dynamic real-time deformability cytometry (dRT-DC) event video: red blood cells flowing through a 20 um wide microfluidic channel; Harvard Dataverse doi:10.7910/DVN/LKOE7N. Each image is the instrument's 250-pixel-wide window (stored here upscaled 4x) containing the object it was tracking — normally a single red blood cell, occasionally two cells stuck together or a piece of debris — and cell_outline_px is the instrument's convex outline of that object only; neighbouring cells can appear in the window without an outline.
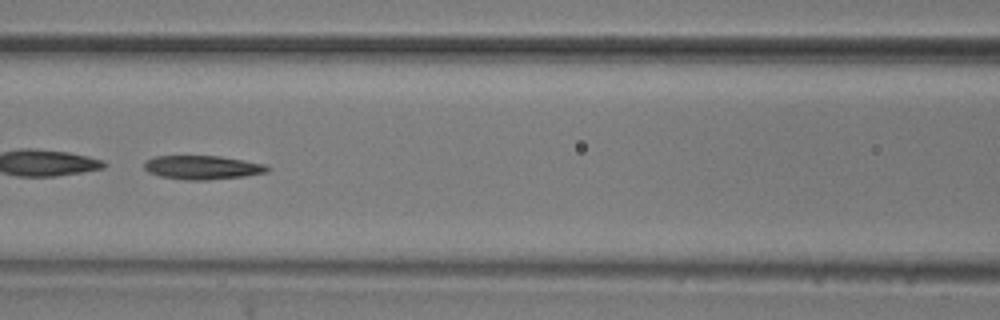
{"species": "common noctule bat (a hibernating species)", "species_latin": "Nyctalus noctula", "temperature_condition": "room temperature", "stored_images_in_passage": 53, "camera_frame_rate_fps": 3000, "um_per_image_px": 0.085, "animal": {"sex": "male", "body_mass_g": 20.5, "forearm_length_mm": 52.5}, "frame": {"image": 1, "passage_image": 23, "time_ms": 7.333, "image_size_px": [1000, 320], "cell_outline_px": [[272, 168], [268, 172], [244, 176], [208, 180], [184, 180], [160, 176], [148, 172], [144, 168], [144, 160], [156, 156], [220, 156], [244, 160], [264, 164]], "centroid_in_image_um": [17.2, 14.23], "position_along_channel_um": 149.4, "area_um2": 17.22}}